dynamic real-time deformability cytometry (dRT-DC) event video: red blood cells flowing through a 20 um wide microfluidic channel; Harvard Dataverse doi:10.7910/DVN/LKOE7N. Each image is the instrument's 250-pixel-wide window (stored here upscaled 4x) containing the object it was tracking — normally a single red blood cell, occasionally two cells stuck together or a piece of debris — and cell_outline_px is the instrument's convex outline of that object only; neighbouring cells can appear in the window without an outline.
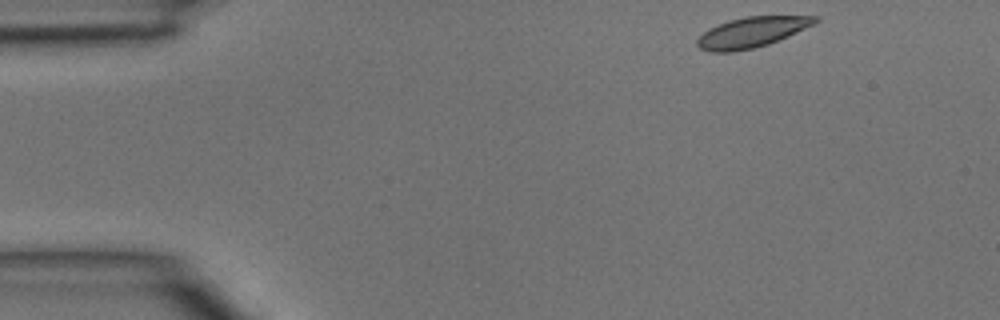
{"species": "common noctule bat (a hibernating species)", "species_latin": "Nyctalus noctula", "temperature_condition": "room temperature", "stored_images_in_passage": 5, "segment_of_instrument_passage": [2, 2], "camera_frame_rate_fps": 3000, "um_per_image_px": 0.085, "animal": {"sex": "male", "body_mass_g": 15.6}, "frame": {"image": 1, "passage_image": 5, "time_ms": 1.333, "image_size_px": [1000, 320], "cell_outline_px": [[820, 20], [796, 32], [768, 44], [752, 48], [732, 52], [712, 52], [700, 48], [696, 44], [696, 40], [708, 28], [716, 24], [728, 20], [744, 16], [820, 16]], "centroid_in_image_um": [63.85, 2.73], "position_along_channel_um": 21.2, "area_um2": 20.69}}